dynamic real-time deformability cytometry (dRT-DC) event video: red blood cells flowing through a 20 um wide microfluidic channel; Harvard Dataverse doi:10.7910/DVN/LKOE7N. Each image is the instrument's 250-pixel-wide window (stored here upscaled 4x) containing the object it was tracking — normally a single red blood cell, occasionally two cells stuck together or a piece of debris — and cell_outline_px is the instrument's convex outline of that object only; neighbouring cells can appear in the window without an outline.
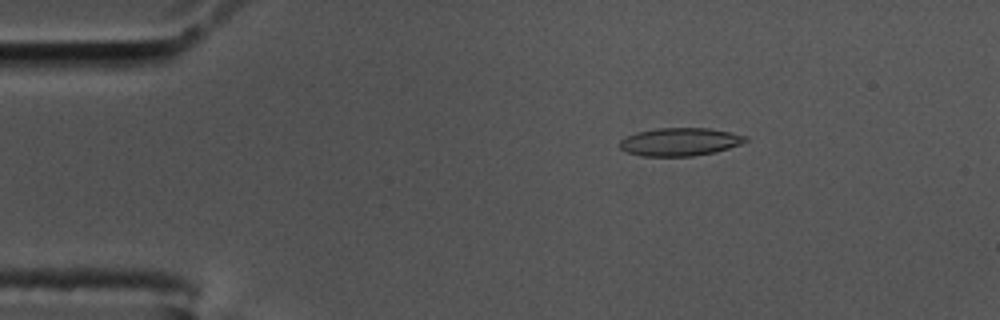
{"species": "common noctule bat (a hibernating species)", "species_latin": "Nyctalus noctula", "temperature_condition": "cold", "stored_images_in_passage": 57, "camera_frame_rate_fps": 3000, "um_per_image_px": 0.085, "animal": {"sex": "male", "body_mass_g": 17.5, "forearm_length_mm": 52.3}, "frame": {"image": 1, "passage_image": 9, "time_ms": 2.667, "image_size_px": [1000, 320], "cell_outline_px": [[748, 140], [740, 144], [716, 152], [692, 156], [640, 156], [628, 152], [620, 148], [620, 140], [636, 132], [656, 128], [708, 128], [748, 136]], "centroid_in_image_um": [57.79, 12.05], "position_along_channel_um": 27.2, "area_um2": 20.46}}
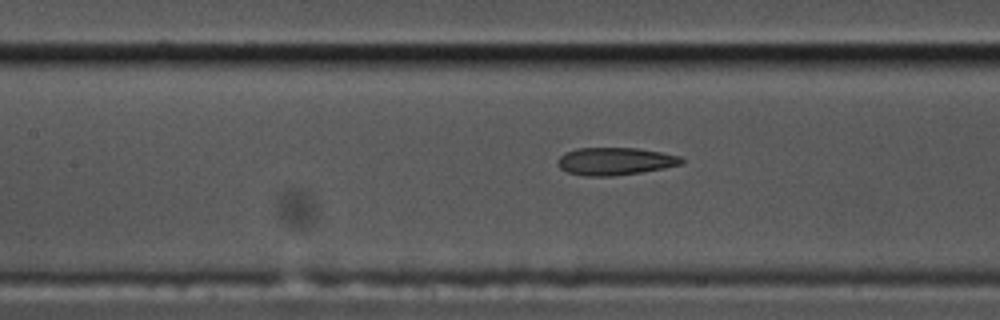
{"frame": {"image": 2, "passage_image": 25, "time_ms": 8.0, "image_size_px": [1000, 320], "cell_outline_px": [[684, 164], [664, 168], [640, 172], [612, 176], [584, 176], [568, 172], [560, 168], [556, 164], [556, 160], [564, 152], [576, 148], [636, 148], [660, 152], [680, 156], [684, 160]], "centroid_in_image_um": [52.25, 13.7], "position_along_channel_um": 155.2, "area_um2": 20.0}}
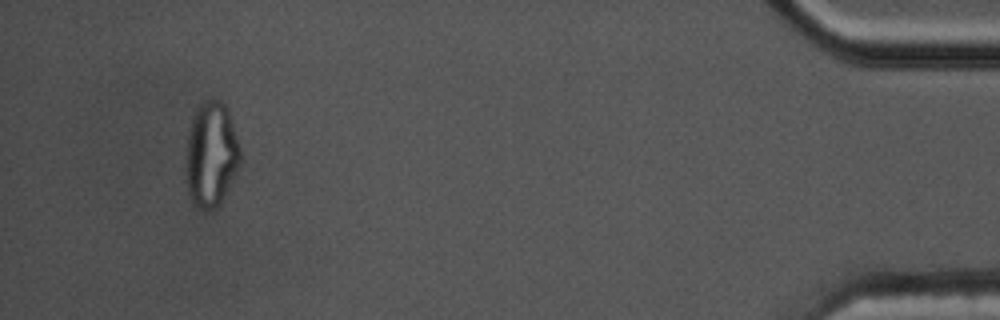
{"frame": {"image": 3, "passage_image": 54, "time_ms": 17.667, "image_size_px": [1000, 320], "cell_outline_px": [[240, 164], [220, 204], [216, 208], [208, 212], [200, 208], [192, 200], [188, 192], [184, 168], [184, 156], [188, 136], [192, 120], [196, 108], [204, 100], [212, 96], [220, 100], [228, 108], [240, 148]], "centroid_in_image_um": [17.93, 13.11], "position_along_channel_um": 417.3, "area_um2": 33.81}, "authors_computed_cell_mechanics": {"area_um2": 20.519, "velocity_mm_per_s": 3.465, "shape_relaxation_time_tau1_ms": null, "shape_relaxation_time_tau2_ms": 2.7233, "deformation_change_tau1": null, "deformation_change_tau2": 0.1148}}